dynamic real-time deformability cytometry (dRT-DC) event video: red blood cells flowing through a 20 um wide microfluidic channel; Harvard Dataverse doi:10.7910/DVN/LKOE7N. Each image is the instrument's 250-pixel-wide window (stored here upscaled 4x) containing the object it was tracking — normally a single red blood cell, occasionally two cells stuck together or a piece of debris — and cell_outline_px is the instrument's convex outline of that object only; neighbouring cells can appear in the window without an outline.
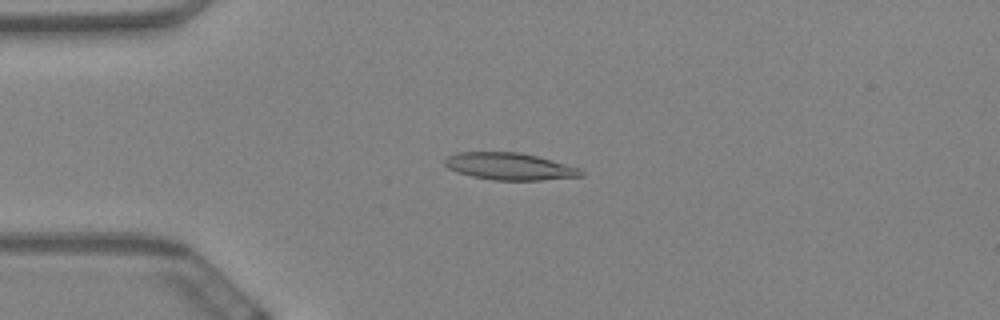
{"species": "Egyptian fruit bat (a non-hibernating species)", "species_latin": "Rousettus aegyptiacus", "temperature_condition": "warm", "stored_images_in_passage": 50, "camera_frame_rate_fps": 3000, "um_per_image_px": 0.085, "animal": {"sex": "female"}, "frame": {"image": 1, "passage_image": 14, "time_ms": 4.333, "image_size_px": [1000, 320], "cell_outline_px": [[584, 176], [540, 180], [492, 180], [472, 176], [456, 172], [448, 168], [444, 164], [444, 160], [448, 156], [456, 152], [516, 152], [536, 156], [580, 168], [584, 172]], "centroid_in_image_um": [43.29, 14.15], "position_along_channel_um": 41.7, "area_um2": 21.44}}
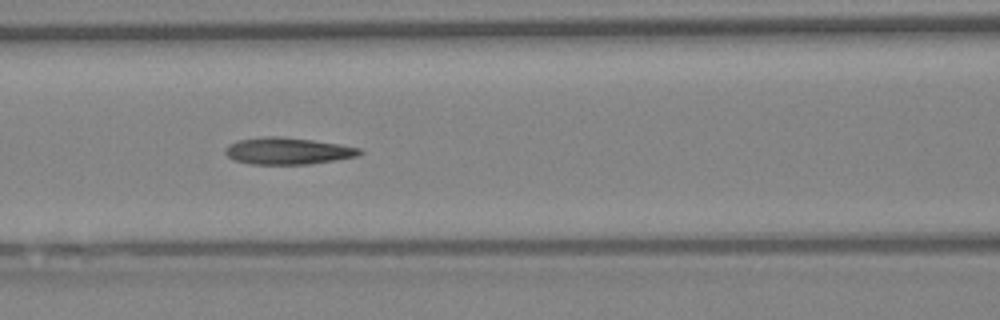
{"frame": {"image": 2, "passage_image": 25, "time_ms": 8.0, "image_size_px": [1000, 320], "cell_outline_px": [[364, 152], [356, 156], [336, 160], [312, 164], [248, 164], [232, 160], [224, 152], [224, 148], [228, 144], [240, 140], [264, 136], [276, 136], [312, 140], [340, 144], [360, 148]], "centroid_in_image_um": [24.43, 12.84], "position_along_channel_um": 142.2, "area_um2": 21.1}}
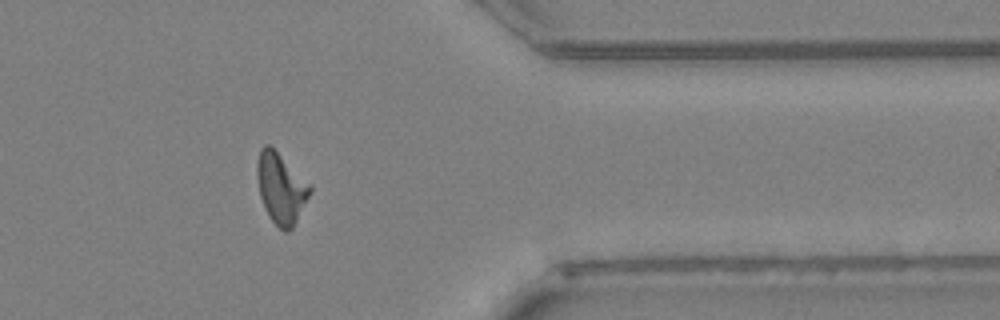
{"frame": {"image": 3, "passage_image": 48, "time_ms": 15.667, "image_size_px": [1000, 320], "cell_outline_px": [[312, 192], [292, 228], [288, 232], [284, 232], [268, 216], [260, 196], [256, 176], [256, 160], [260, 148], [264, 144], [268, 144], [312, 184]], "centroid_in_image_um": [23.88, 15.98], "position_along_channel_um": 387.5, "area_um2": 21.91}, "authors_computed_cell_mechanics": {"area_um2": 21.1259, "velocity_mm_per_s": 3.4111, "shape_relaxation_time_tau1_ms": null, "shape_relaxation_time_tau2_ms": 3.9063, "deformation_change_tau1": null, "deformation_change_tau2": 0.1354}}